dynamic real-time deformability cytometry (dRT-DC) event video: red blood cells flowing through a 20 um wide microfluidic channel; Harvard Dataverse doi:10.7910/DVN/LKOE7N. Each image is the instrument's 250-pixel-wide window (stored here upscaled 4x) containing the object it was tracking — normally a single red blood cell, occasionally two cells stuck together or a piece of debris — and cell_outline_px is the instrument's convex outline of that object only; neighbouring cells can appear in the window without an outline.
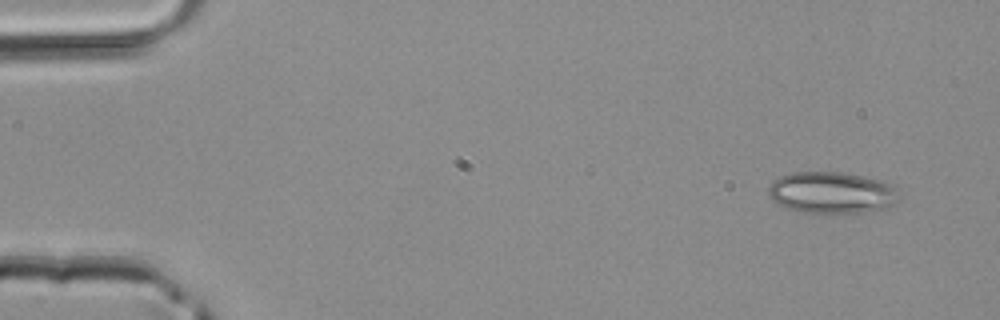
{"species": "common noctule bat (a hibernating species)", "species_latin": "Nyctalus noctula", "temperature_condition": "room temperature", "stored_images_in_passage": 3, "camera_frame_rate_fps": 3000, "um_per_image_px": 0.085, "animal": {"sex": "male", "body_mass_g": 20.4}, "frame": {"image": 1, "passage_image": 1, "time_ms": 0.0, "image_size_px": [1000, 320], "cell_outline_px": [[896, 200], [892, 204], [876, 212], [804, 212], [788, 208], [772, 200], [768, 192], [768, 188], [772, 180], [780, 176], [792, 172], [844, 172], [884, 180], [892, 184], [896, 188]], "centroid_in_image_um": [70.7, 16.35], "position_along_channel_um": 14.3, "area_um2": 31.62}}